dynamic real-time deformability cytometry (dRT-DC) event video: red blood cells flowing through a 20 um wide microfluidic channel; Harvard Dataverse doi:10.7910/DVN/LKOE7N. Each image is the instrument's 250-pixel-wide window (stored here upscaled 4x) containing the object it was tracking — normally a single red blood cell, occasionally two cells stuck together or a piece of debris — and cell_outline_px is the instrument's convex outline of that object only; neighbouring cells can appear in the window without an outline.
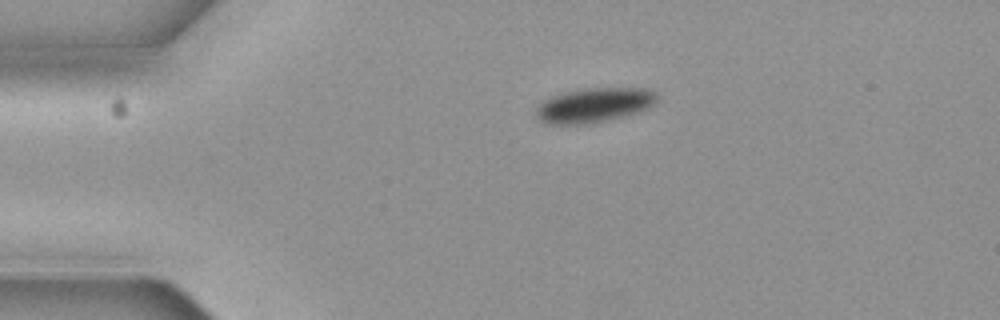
{"species": "common noctule bat (a hibernating species)", "species_latin": "Nyctalus noctula", "temperature_condition": "cold", "stored_images_in_passage": 2, "camera_frame_rate_fps": 3000, "um_per_image_px": 0.085, "animal": {"sex": "female", "body_mass_g": 19.3, "forearm_length_mm": 54.1}, "frame": {"image": 1, "passage_image": 1, "time_ms": 0.0, "image_size_px": [1000, 320], "cell_outline_px": [[656, 100], [652, 104], [636, 112], [608, 120], [588, 124], [548, 124], [540, 120], [532, 112], [544, 100], [552, 96], [564, 92], [588, 88], [648, 88], [656, 92]], "centroid_in_image_um": [50.44, 8.93], "position_along_channel_um": 34.6, "area_um2": 24.16}}